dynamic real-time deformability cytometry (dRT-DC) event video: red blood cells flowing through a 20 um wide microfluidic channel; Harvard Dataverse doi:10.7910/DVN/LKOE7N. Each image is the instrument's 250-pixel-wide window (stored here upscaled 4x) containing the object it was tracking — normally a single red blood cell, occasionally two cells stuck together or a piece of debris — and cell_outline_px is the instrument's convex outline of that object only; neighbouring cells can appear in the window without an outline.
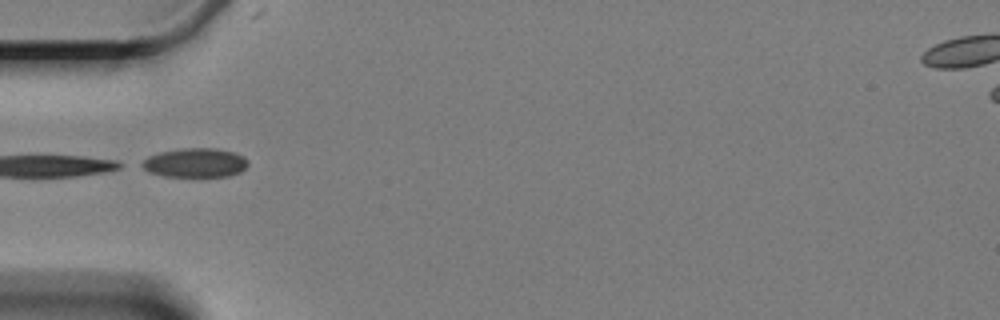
{"species": "Egyptian fruit bat (a non-hibernating species)", "species_latin": "Rousettus aegyptiacus", "temperature_condition": "cold", "stored_images_in_passage": 6, "segment_of_instrument_passage": [2, 2], "camera_frame_rate_fps": 3000, "um_per_image_px": 0.085, "animal": {"sex": "female"}, "frame": {"image": 1, "passage_image": 6, "time_ms": 5.667, "image_size_px": [1000, 320], "cell_outline_px": [[248, 164], [240, 172], [228, 176], [164, 176], [148, 172], [136, 164], [148, 156], [160, 152], [180, 148], [216, 148], [236, 152], [244, 156], [248, 160]], "centroid_in_image_um": [16.55, 13.82], "position_along_channel_um": 68.5, "area_um2": 18.32}}